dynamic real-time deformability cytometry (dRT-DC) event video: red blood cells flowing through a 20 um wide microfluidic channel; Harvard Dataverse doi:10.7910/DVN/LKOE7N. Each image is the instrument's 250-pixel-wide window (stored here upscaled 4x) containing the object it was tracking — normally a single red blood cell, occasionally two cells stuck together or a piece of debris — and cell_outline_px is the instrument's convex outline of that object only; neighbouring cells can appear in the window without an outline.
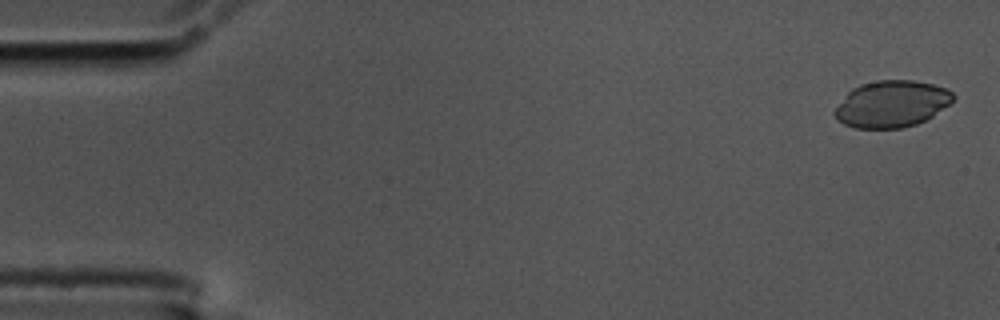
{"species": "common noctule bat (a hibernating species)", "species_latin": "Nyctalus noctula", "temperature_condition": "cold", "stored_images_in_passage": 15, "camera_frame_rate_fps": 3000, "um_per_image_px": 0.085, "animal": {"sex": "male", "body_mass_g": 17.5, "forearm_length_mm": 52.3}, "frame": {"image": 1, "passage_image": 1, "time_ms": 0.0, "image_size_px": [1000, 320], "cell_outline_px": [[956, 96], [948, 104], [932, 116], [916, 124], [900, 128], [856, 128], [844, 124], [836, 120], [832, 112], [848, 92], [852, 88], [860, 84], [876, 80], [912, 80], [932, 84], [944, 88], [952, 92]], "centroid_in_image_um": [75.75, 8.83], "position_along_channel_um": 9.3, "area_um2": 32.08}}